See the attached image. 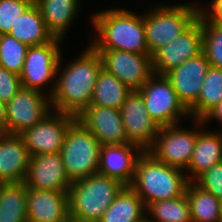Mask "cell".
I'll return each instance as SVG.
<instances>
[{
  "label": "cell",
  "instance_id": "obj_1",
  "mask_svg": "<svg viewBox=\"0 0 222 222\" xmlns=\"http://www.w3.org/2000/svg\"><path fill=\"white\" fill-rule=\"evenodd\" d=\"M86 47L78 57L67 63L63 62L62 52L56 71L55 89L50 97L52 110L77 117L90 105L102 61L90 44Z\"/></svg>",
  "mask_w": 222,
  "mask_h": 222
},
{
  "label": "cell",
  "instance_id": "obj_2",
  "mask_svg": "<svg viewBox=\"0 0 222 222\" xmlns=\"http://www.w3.org/2000/svg\"><path fill=\"white\" fill-rule=\"evenodd\" d=\"M127 9L111 7L106 10L105 8L89 16L95 34L89 38L88 43L95 50L150 54L146 42L143 12L135 13L128 7Z\"/></svg>",
  "mask_w": 222,
  "mask_h": 222
},
{
  "label": "cell",
  "instance_id": "obj_3",
  "mask_svg": "<svg viewBox=\"0 0 222 222\" xmlns=\"http://www.w3.org/2000/svg\"><path fill=\"white\" fill-rule=\"evenodd\" d=\"M188 182L184 170L160 162L145 151L137 159L130 187L147 207L152 202L183 195Z\"/></svg>",
  "mask_w": 222,
  "mask_h": 222
},
{
  "label": "cell",
  "instance_id": "obj_4",
  "mask_svg": "<svg viewBox=\"0 0 222 222\" xmlns=\"http://www.w3.org/2000/svg\"><path fill=\"white\" fill-rule=\"evenodd\" d=\"M200 3H153L143 12L148 50L152 56L186 31L199 16Z\"/></svg>",
  "mask_w": 222,
  "mask_h": 222
},
{
  "label": "cell",
  "instance_id": "obj_5",
  "mask_svg": "<svg viewBox=\"0 0 222 222\" xmlns=\"http://www.w3.org/2000/svg\"><path fill=\"white\" fill-rule=\"evenodd\" d=\"M124 186L120 181L100 173L73 181L68 189L69 215L98 222Z\"/></svg>",
  "mask_w": 222,
  "mask_h": 222
},
{
  "label": "cell",
  "instance_id": "obj_6",
  "mask_svg": "<svg viewBox=\"0 0 222 222\" xmlns=\"http://www.w3.org/2000/svg\"><path fill=\"white\" fill-rule=\"evenodd\" d=\"M101 146L79 120L69 126L60 153L71 182L98 173Z\"/></svg>",
  "mask_w": 222,
  "mask_h": 222
},
{
  "label": "cell",
  "instance_id": "obj_7",
  "mask_svg": "<svg viewBox=\"0 0 222 222\" xmlns=\"http://www.w3.org/2000/svg\"><path fill=\"white\" fill-rule=\"evenodd\" d=\"M63 39L54 38L39 46H29L19 75L22 87L51 97L56 84V71L62 54ZM49 85V86H48ZM48 91V92H47Z\"/></svg>",
  "mask_w": 222,
  "mask_h": 222
},
{
  "label": "cell",
  "instance_id": "obj_8",
  "mask_svg": "<svg viewBox=\"0 0 222 222\" xmlns=\"http://www.w3.org/2000/svg\"><path fill=\"white\" fill-rule=\"evenodd\" d=\"M138 92L144 99L147 112L158 126L175 125L183 119H191L188 109L179 100L165 75L154 73Z\"/></svg>",
  "mask_w": 222,
  "mask_h": 222
},
{
  "label": "cell",
  "instance_id": "obj_9",
  "mask_svg": "<svg viewBox=\"0 0 222 222\" xmlns=\"http://www.w3.org/2000/svg\"><path fill=\"white\" fill-rule=\"evenodd\" d=\"M191 120L189 122L193 126L190 128H183L181 123L160 127L155 143L148 152L158 161L185 171L197 138V119Z\"/></svg>",
  "mask_w": 222,
  "mask_h": 222
},
{
  "label": "cell",
  "instance_id": "obj_10",
  "mask_svg": "<svg viewBox=\"0 0 222 222\" xmlns=\"http://www.w3.org/2000/svg\"><path fill=\"white\" fill-rule=\"evenodd\" d=\"M6 134L20 135L39 123L52 111L50 97L42 92L21 87L6 104Z\"/></svg>",
  "mask_w": 222,
  "mask_h": 222
},
{
  "label": "cell",
  "instance_id": "obj_11",
  "mask_svg": "<svg viewBox=\"0 0 222 222\" xmlns=\"http://www.w3.org/2000/svg\"><path fill=\"white\" fill-rule=\"evenodd\" d=\"M76 119L72 114L52 110L39 123L26 129L20 136L30 156L61 152L67 130Z\"/></svg>",
  "mask_w": 222,
  "mask_h": 222
},
{
  "label": "cell",
  "instance_id": "obj_12",
  "mask_svg": "<svg viewBox=\"0 0 222 222\" xmlns=\"http://www.w3.org/2000/svg\"><path fill=\"white\" fill-rule=\"evenodd\" d=\"M102 61V68L114 75L131 91H139L154 74L152 56L119 50H96Z\"/></svg>",
  "mask_w": 222,
  "mask_h": 222
},
{
  "label": "cell",
  "instance_id": "obj_13",
  "mask_svg": "<svg viewBox=\"0 0 222 222\" xmlns=\"http://www.w3.org/2000/svg\"><path fill=\"white\" fill-rule=\"evenodd\" d=\"M129 144L149 151L157 137L160 126L150 117L145 102L138 91H131L120 108Z\"/></svg>",
  "mask_w": 222,
  "mask_h": 222
},
{
  "label": "cell",
  "instance_id": "obj_14",
  "mask_svg": "<svg viewBox=\"0 0 222 222\" xmlns=\"http://www.w3.org/2000/svg\"><path fill=\"white\" fill-rule=\"evenodd\" d=\"M203 34L197 19L186 31L152 55L153 72L165 75L185 61L202 53Z\"/></svg>",
  "mask_w": 222,
  "mask_h": 222
},
{
  "label": "cell",
  "instance_id": "obj_15",
  "mask_svg": "<svg viewBox=\"0 0 222 222\" xmlns=\"http://www.w3.org/2000/svg\"><path fill=\"white\" fill-rule=\"evenodd\" d=\"M24 183L27 188L52 191H68L72 184L60 152L30 156Z\"/></svg>",
  "mask_w": 222,
  "mask_h": 222
},
{
  "label": "cell",
  "instance_id": "obj_16",
  "mask_svg": "<svg viewBox=\"0 0 222 222\" xmlns=\"http://www.w3.org/2000/svg\"><path fill=\"white\" fill-rule=\"evenodd\" d=\"M76 118L101 145L129 143L118 109L89 105Z\"/></svg>",
  "mask_w": 222,
  "mask_h": 222
},
{
  "label": "cell",
  "instance_id": "obj_17",
  "mask_svg": "<svg viewBox=\"0 0 222 222\" xmlns=\"http://www.w3.org/2000/svg\"><path fill=\"white\" fill-rule=\"evenodd\" d=\"M209 67L210 64L202 52L165 74L187 109L197 101Z\"/></svg>",
  "mask_w": 222,
  "mask_h": 222
},
{
  "label": "cell",
  "instance_id": "obj_18",
  "mask_svg": "<svg viewBox=\"0 0 222 222\" xmlns=\"http://www.w3.org/2000/svg\"><path fill=\"white\" fill-rule=\"evenodd\" d=\"M143 151L133 144L102 145L98 173L130 186L135 175V165Z\"/></svg>",
  "mask_w": 222,
  "mask_h": 222
},
{
  "label": "cell",
  "instance_id": "obj_19",
  "mask_svg": "<svg viewBox=\"0 0 222 222\" xmlns=\"http://www.w3.org/2000/svg\"><path fill=\"white\" fill-rule=\"evenodd\" d=\"M197 119V138L191 161L185 170L187 180L193 182L199 175L222 161V130L204 129ZM211 130V131H210Z\"/></svg>",
  "mask_w": 222,
  "mask_h": 222
},
{
  "label": "cell",
  "instance_id": "obj_20",
  "mask_svg": "<svg viewBox=\"0 0 222 222\" xmlns=\"http://www.w3.org/2000/svg\"><path fill=\"white\" fill-rule=\"evenodd\" d=\"M28 222H64L69 216L68 191L27 188Z\"/></svg>",
  "mask_w": 222,
  "mask_h": 222
},
{
  "label": "cell",
  "instance_id": "obj_21",
  "mask_svg": "<svg viewBox=\"0 0 222 222\" xmlns=\"http://www.w3.org/2000/svg\"><path fill=\"white\" fill-rule=\"evenodd\" d=\"M29 161L30 154L20 135L0 133V181L24 182Z\"/></svg>",
  "mask_w": 222,
  "mask_h": 222
},
{
  "label": "cell",
  "instance_id": "obj_22",
  "mask_svg": "<svg viewBox=\"0 0 222 222\" xmlns=\"http://www.w3.org/2000/svg\"><path fill=\"white\" fill-rule=\"evenodd\" d=\"M82 0H34L54 37L65 39L79 14Z\"/></svg>",
  "mask_w": 222,
  "mask_h": 222
},
{
  "label": "cell",
  "instance_id": "obj_23",
  "mask_svg": "<svg viewBox=\"0 0 222 222\" xmlns=\"http://www.w3.org/2000/svg\"><path fill=\"white\" fill-rule=\"evenodd\" d=\"M8 34L28 46L44 45L55 38L48 30L35 3L18 17Z\"/></svg>",
  "mask_w": 222,
  "mask_h": 222
},
{
  "label": "cell",
  "instance_id": "obj_24",
  "mask_svg": "<svg viewBox=\"0 0 222 222\" xmlns=\"http://www.w3.org/2000/svg\"><path fill=\"white\" fill-rule=\"evenodd\" d=\"M145 216L142 199L130 186H124L98 222H139Z\"/></svg>",
  "mask_w": 222,
  "mask_h": 222
},
{
  "label": "cell",
  "instance_id": "obj_25",
  "mask_svg": "<svg viewBox=\"0 0 222 222\" xmlns=\"http://www.w3.org/2000/svg\"><path fill=\"white\" fill-rule=\"evenodd\" d=\"M192 222H221L222 200L188 182L185 190Z\"/></svg>",
  "mask_w": 222,
  "mask_h": 222
},
{
  "label": "cell",
  "instance_id": "obj_26",
  "mask_svg": "<svg viewBox=\"0 0 222 222\" xmlns=\"http://www.w3.org/2000/svg\"><path fill=\"white\" fill-rule=\"evenodd\" d=\"M131 90L103 68L99 72L90 105L120 110Z\"/></svg>",
  "mask_w": 222,
  "mask_h": 222
},
{
  "label": "cell",
  "instance_id": "obj_27",
  "mask_svg": "<svg viewBox=\"0 0 222 222\" xmlns=\"http://www.w3.org/2000/svg\"><path fill=\"white\" fill-rule=\"evenodd\" d=\"M24 182L5 184L0 194V222H28Z\"/></svg>",
  "mask_w": 222,
  "mask_h": 222
},
{
  "label": "cell",
  "instance_id": "obj_28",
  "mask_svg": "<svg viewBox=\"0 0 222 222\" xmlns=\"http://www.w3.org/2000/svg\"><path fill=\"white\" fill-rule=\"evenodd\" d=\"M222 100V69L210 66L197 101L188 109L191 119H202Z\"/></svg>",
  "mask_w": 222,
  "mask_h": 222
},
{
  "label": "cell",
  "instance_id": "obj_29",
  "mask_svg": "<svg viewBox=\"0 0 222 222\" xmlns=\"http://www.w3.org/2000/svg\"><path fill=\"white\" fill-rule=\"evenodd\" d=\"M153 222H192L186 193L173 199L160 200L146 207Z\"/></svg>",
  "mask_w": 222,
  "mask_h": 222
},
{
  "label": "cell",
  "instance_id": "obj_30",
  "mask_svg": "<svg viewBox=\"0 0 222 222\" xmlns=\"http://www.w3.org/2000/svg\"><path fill=\"white\" fill-rule=\"evenodd\" d=\"M203 34L202 52L210 66L222 69V25L207 21L200 13Z\"/></svg>",
  "mask_w": 222,
  "mask_h": 222
},
{
  "label": "cell",
  "instance_id": "obj_31",
  "mask_svg": "<svg viewBox=\"0 0 222 222\" xmlns=\"http://www.w3.org/2000/svg\"><path fill=\"white\" fill-rule=\"evenodd\" d=\"M28 47L9 34H0V66L20 75Z\"/></svg>",
  "mask_w": 222,
  "mask_h": 222
},
{
  "label": "cell",
  "instance_id": "obj_32",
  "mask_svg": "<svg viewBox=\"0 0 222 222\" xmlns=\"http://www.w3.org/2000/svg\"><path fill=\"white\" fill-rule=\"evenodd\" d=\"M34 0H0V34H8L13 24Z\"/></svg>",
  "mask_w": 222,
  "mask_h": 222
},
{
  "label": "cell",
  "instance_id": "obj_33",
  "mask_svg": "<svg viewBox=\"0 0 222 222\" xmlns=\"http://www.w3.org/2000/svg\"><path fill=\"white\" fill-rule=\"evenodd\" d=\"M193 182L201 189L222 200V161L214 164Z\"/></svg>",
  "mask_w": 222,
  "mask_h": 222
},
{
  "label": "cell",
  "instance_id": "obj_34",
  "mask_svg": "<svg viewBox=\"0 0 222 222\" xmlns=\"http://www.w3.org/2000/svg\"><path fill=\"white\" fill-rule=\"evenodd\" d=\"M21 87L19 75L0 66V100L7 104Z\"/></svg>",
  "mask_w": 222,
  "mask_h": 222
},
{
  "label": "cell",
  "instance_id": "obj_35",
  "mask_svg": "<svg viewBox=\"0 0 222 222\" xmlns=\"http://www.w3.org/2000/svg\"><path fill=\"white\" fill-rule=\"evenodd\" d=\"M207 3L199 5V13L207 21L222 25V0H210Z\"/></svg>",
  "mask_w": 222,
  "mask_h": 222
},
{
  "label": "cell",
  "instance_id": "obj_36",
  "mask_svg": "<svg viewBox=\"0 0 222 222\" xmlns=\"http://www.w3.org/2000/svg\"><path fill=\"white\" fill-rule=\"evenodd\" d=\"M204 126H208V124H211L210 122L215 120L218 123L220 127L219 130H222V100L214 106L202 119Z\"/></svg>",
  "mask_w": 222,
  "mask_h": 222
},
{
  "label": "cell",
  "instance_id": "obj_37",
  "mask_svg": "<svg viewBox=\"0 0 222 222\" xmlns=\"http://www.w3.org/2000/svg\"><path fill=\"white\" fill-rule=\"evenodd\" d=\"M6 104L0 100V133H6Z\"/></svg>",
  "mask_w": 222,
  "mask_h": 222
},
{
  "label": "cell",
  "instance_id": "obj_38",
  "mask_svg": "<svg viewBox=\"0 0 222 222\" xmlns=\"http://www.w3.org/2000/svg\"><path fill=\"white\" fill-rule=\"evenodd\" d=\"M64 222H88V221L77 219L69 215Z\"/></svg>",
  "mask_w": 222,
  "mask_h": 222
},
{
  "label": "cell",
  "instance_id": "obj_39",
  "mask_svg": "<svg viewBox=\"0 0 222 222\" xmlns=\"http://www.w3.org/2000/svg\"><path fill=\"white\" fill-rule=\"evenodd\" d=\"M139 222H153L152 220L149 219V217L145 216L142 220Z\"/></svg>",
  "mask_w": 222,
  "mask_h": 222
},
{
  "label": "cell",
  "instance_id": "obj_40",
  "mask_svg": "<svg viewBox=\"0 0 222 222\" xmlns=\"http://www.w3.org/2000/svg\"><path fill=\"white\" fill-rule=\"evenodd\" d=\"M4 185H5V183L0 181V194H1L2 190H3Z\"/></svg>",
  "mask_w": 222,
  "mask_h": 222
}]
</instances>
